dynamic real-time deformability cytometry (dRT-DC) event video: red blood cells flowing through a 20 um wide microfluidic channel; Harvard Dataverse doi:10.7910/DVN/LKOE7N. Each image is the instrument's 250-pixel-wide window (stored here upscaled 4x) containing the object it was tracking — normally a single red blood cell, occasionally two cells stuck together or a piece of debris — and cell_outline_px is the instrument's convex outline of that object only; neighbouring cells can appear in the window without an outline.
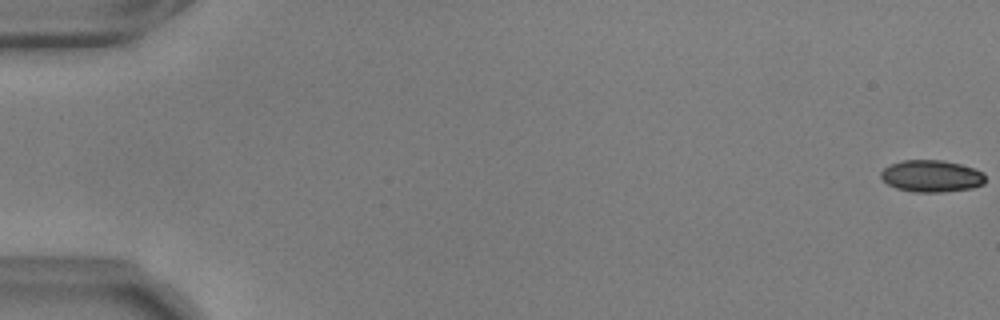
{"species": "common noctule bat (a hibernating species)", "species_latin": "Nyctalus noctula", "temperature_condition": "warm", "stored_images_in_passage": 50, "camera_frame_rate_fps": 3000, "um_per_image_px": 0.085, "animal": {"sex": "male", "body_mass_g": 17.9, "forearm_length_mm": 54.2}, "frame": {"image": 1, "passage_image": 1, "time_ms": 0.0, "image_size_px": [1000, 320], "cell_outline_px": [[984, 184], [972, 188], [944, 192], [912, 192], [896, 188], [888, 184], [880, 176], [880, 172], [884, 168], [892, 164], [904, 160], [944, 160], [960, 164], [984, 172]], "centroid_in_image_um": [79.18, 14.97], "position_along_channel_um": 5.8, "area_um2": 19.42}}
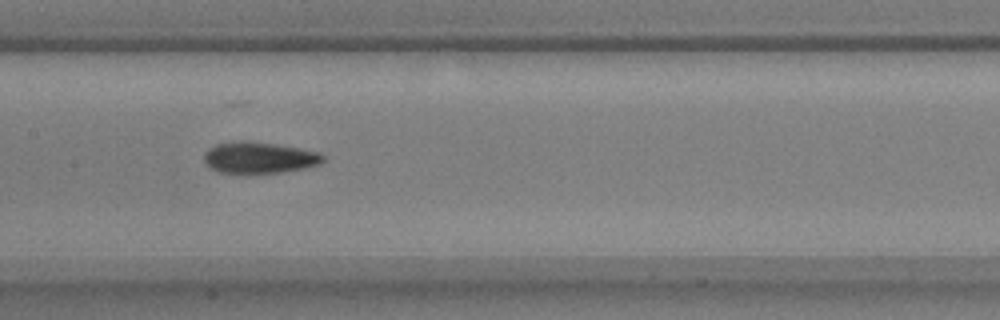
{"frame": {"image": 2, "passage_image": 29, "time_ms": 9.333, "image_size_px": [1000, 320], "cell_outline_px": [[324, 160], [320, 164], [304, 168], [280, 172], [248, 176], [216, 172], [208, 168], [204, 164], [204, 152], [208, 148], [216, 144], [240, 140], [244, 140], [276, 144], [300, 148], [320, 152], [324, 156]], "centroid_in_image_um": [21.96, 13.44], "position_along_channel_um": 185.4, "area_um2": 22.72}}
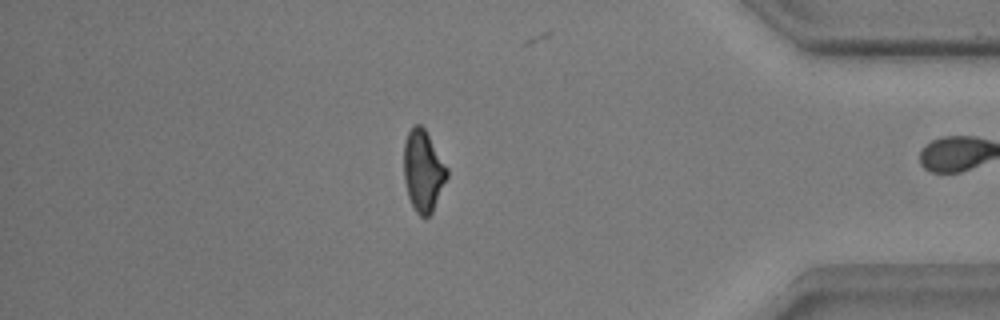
{"frame": {"image": 3, "passage_image": 49, "time_ms": 16.0, "image_size_px": [1000, 320], "cell_outline_px": [[448, 176], [432, 212], [428, 216], [420, 216], [416, 212], [408, 196], [404, 180], [404, 144], [408, 132], [412, 124], [420, 124], [424, 128], [448, 168]], "centroid_in_image_um": [35.96, 14.5], "position_along_channel_um": 399.2, "area_um2": 20.35}, "authors_computed_cell_mechanics": {"area_um2": 20.8369, "velocity_mm_per_s": 3.6719, "shape_relaxation_time_tau1_ms": 4.712, "shape_relaxation_time_tau2_ms": 4.2288, "deformation_change_tau1": 0.1564, "deformation_change_tau2": 0.1007}}